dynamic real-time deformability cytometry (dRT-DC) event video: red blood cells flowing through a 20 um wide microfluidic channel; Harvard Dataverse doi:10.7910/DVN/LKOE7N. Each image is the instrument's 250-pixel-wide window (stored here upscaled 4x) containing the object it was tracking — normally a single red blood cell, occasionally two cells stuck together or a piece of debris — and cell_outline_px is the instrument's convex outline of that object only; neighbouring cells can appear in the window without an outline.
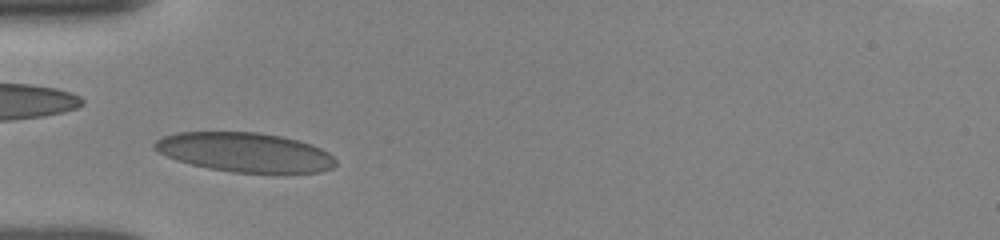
{"species": "human", "species_latin": "Homo sapiens", "temperature_condition": "room temperature", "stored_images_in_passage": 7, "camera_frame_rate_fps": 3000, "um_per_image_px": 0.085, "donor": {"sex": "female"}, "frame": {"image": 1, "passage_image": 3, "time_ms": 1.333, "image_size_px": [1000, 240], "cell_outline_px": [[336, 164], [332, 168], [320, 172], [232, 172], [208, 168], [176, 160], [156, 152], [152, 148], [152, 144], [156, 140], [164, 136], [176, 132], [256, 132], [280, 136], [312, 144], [328, 152], [336, 160]], "centroid_in_image_um": [20.77, 12.93], "position_along_channel_um": 64.2, "area_um2": 41.44}}
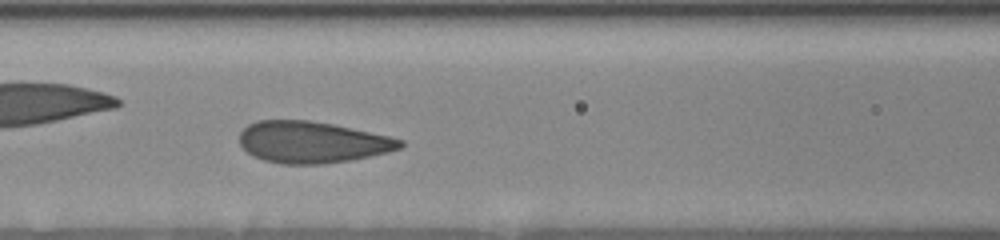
{"frame": {"image": 2, "passage_image": 6, "time_ms": 3.333, "image_size_px": [1000, 240], "cell_outline_px": [[404, 144], [400, 148], [388, 152], [352, 160], [324, 164], [280, 164], [264, 160], [252, 156], [240, 144], [240, 132], [248, 124], [256, 120], [308, 120], [332, 124], [388, 136], [404, 140]], "centroid_in_image_um": [26.51, 12.09], "position_along_channel_um": 140.1, "area_um2": 38.9}}
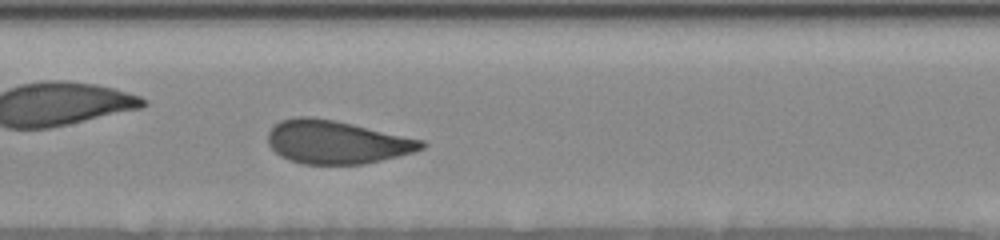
{"frame": {"image": 3, "passage_image": 7, "time_ms": 4.333, "image_size_px": [1000, 240], "cell_outline_px": [[428, 144], [424, 148], [416, 152], [364, 164], [304, 164], [288, 160], [280, 156], [268, 144], [268, 132], [280, 120], [296, 116], [312, 116], [352, 124], [424, 140]], "centroid_in_image_um": [28.62, 12.08], "position_along_channel_um": 178.8, "area_um2": 38.78}}